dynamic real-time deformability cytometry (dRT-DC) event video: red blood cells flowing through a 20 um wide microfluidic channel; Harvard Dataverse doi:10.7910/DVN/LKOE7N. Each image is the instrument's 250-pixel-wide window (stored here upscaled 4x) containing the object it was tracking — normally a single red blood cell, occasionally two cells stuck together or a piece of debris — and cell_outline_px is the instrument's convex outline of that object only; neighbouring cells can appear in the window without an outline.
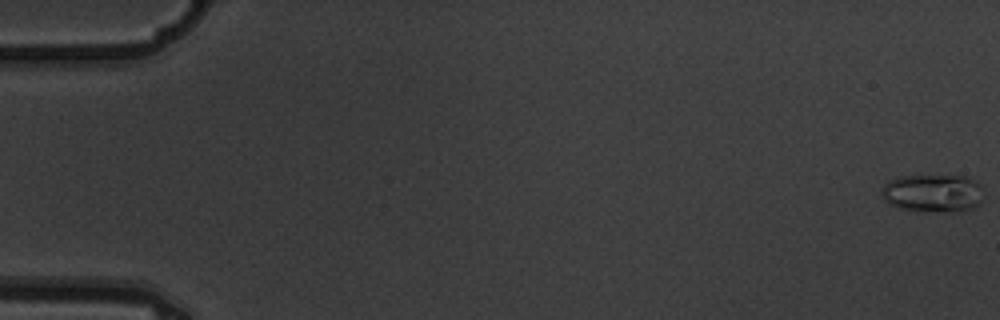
{"species": "common noctule bat (a hibernating species)", "species_latin": "Nyctalus noctula", "temperature_condition": "warm", "stored_images_in_passage": 7, "camera_frame_rate_fps": 3000, "um_per_image_px": 0.085, "animal": {"sex": "male", "body_mass_g": 19.5, "forearm_length_mm": 54.6}, "frame": {"image": 1, "passage_image": 1, "time_ms": 0.0, "image_size_px": [1000, 320], "cell_outline_px": [[984, 200], [976, 208], [960, 212], [948, 212], [896, 208], [888, 204], [884, 200], [880, 192], [880, 188], [888, 180], [900, 176], [968, 176], [980, 184]], "centroid_in_image_um": [79.31, 16.43], "position_along_channel_um": 5.7, "area_um2": 23.06}}
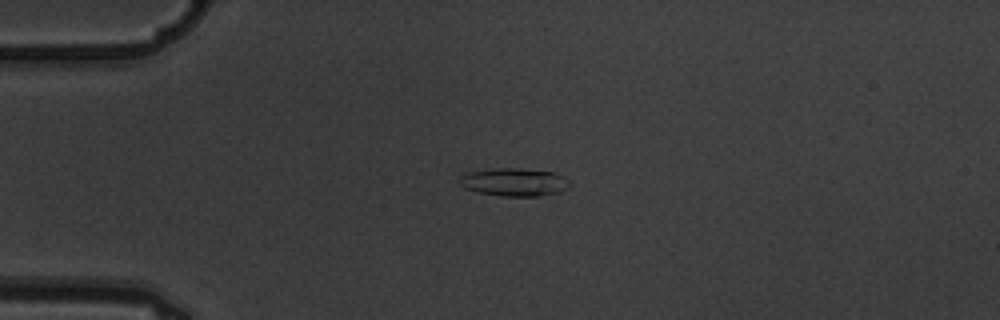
{"frame": {"image": 2, "passage_image": 5, "time_ms": 1.333, "image_size_px": [1000, 320], "cell_outline_px": [[572, 184], [568, 188], [560, 192], [540, 196], [500, 196], [476, 192], [464, 188], [460, 184], [460, 176], [464, 172], [492, 168], [520, 168], [556, 172], [564, 176]], "centroid_in_image_um": [43.71, 15.47], "position_along_channel_um": 41.3, "area_um2": 18.44}}
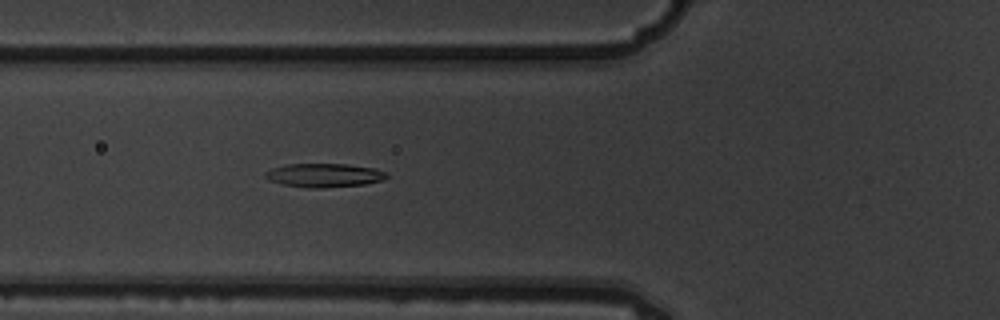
{"frame": {"image": 3, "passage_image": 7, "time_ms": 2.0, "image_size_px": [1000, 320], "cell_outline_px": [[388, 176], [384, 180], [364, 184], [324, 188], [308, 188], [284, 184], [268, 180], [264, 176], [264, 172], [272, 168], [288, 164], [348, 164], [376, 168], [384, 172]], "centroid_in_image_um": [27.55, 14.9], "position_along_channel_um": 98.2, "area_um2": 16.82}}